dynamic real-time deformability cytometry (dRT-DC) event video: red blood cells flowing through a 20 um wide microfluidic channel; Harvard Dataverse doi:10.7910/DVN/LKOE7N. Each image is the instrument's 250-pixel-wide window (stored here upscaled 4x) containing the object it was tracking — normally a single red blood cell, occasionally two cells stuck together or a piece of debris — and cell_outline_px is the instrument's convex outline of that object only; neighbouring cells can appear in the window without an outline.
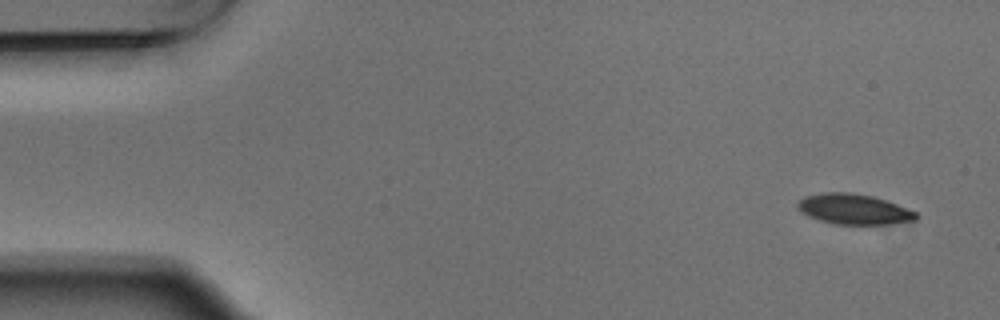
{"species": "Egyptian fruit bat (a non-hibernating species)", "species_latin": "Rousettus aegyptiacus", "temperature_condition": "warm", "stored_images_in_passage": 4, "camera_frame_rate_fps": 3000, "um_per_image_px": 0.085, "animal": {"sex": "male"}, "frame": {"image": 1, "passage_image": 1, "time_ms": 0.0, "image_size_px": [1000, 320], "cell_outline_px": [[916, 220], [884, 224], [836, 224], [820, 220], [808, 216], [796, 204], [804, 196], [824, 192], [852, 192], [872, 196], [896, 204], [916, 212]], "centroid_in_image_um": [72.56, 17.77], "position_along_channel_um": 12.4, "area_um2": 20.58}}
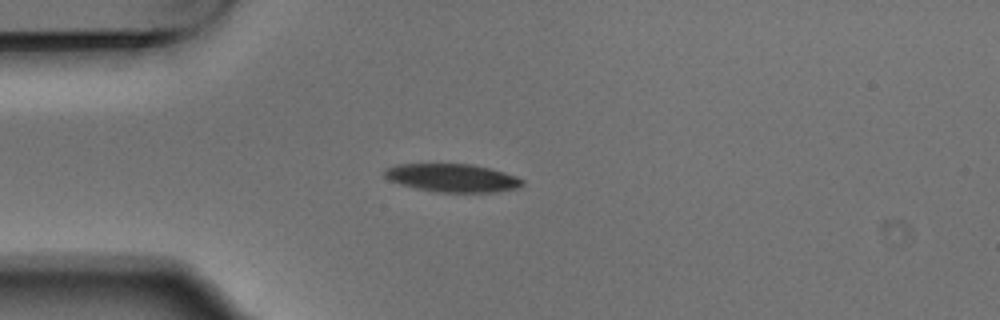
{"frame": {"image": 2, "passage_image": 4, "time_ms": 1.0, "image_size_px": [1000, 320], "cell_outline_px": [[524, 184], [520, 188], [496, 192], [436, 192], [416, 188], [400, 184], [384, 176], [384, 168], [396, 164], [472, 164], [504, 172], [516, 176], [524, 180]], "centroid_in_image_um": [38.48, 15.12], "position_along_channel_um": 46.5, "area_um2": 22.66}}